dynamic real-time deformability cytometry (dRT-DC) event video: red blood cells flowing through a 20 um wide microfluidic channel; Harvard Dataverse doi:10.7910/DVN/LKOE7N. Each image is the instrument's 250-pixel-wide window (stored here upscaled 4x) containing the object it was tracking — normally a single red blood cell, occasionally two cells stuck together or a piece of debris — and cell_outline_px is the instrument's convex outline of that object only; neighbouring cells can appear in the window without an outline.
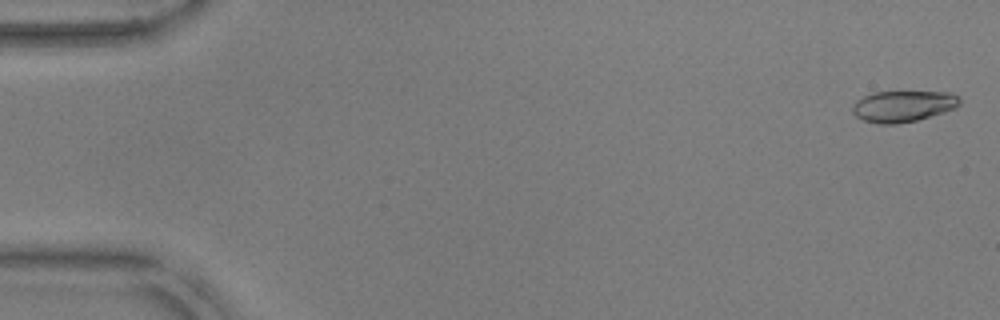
{"species": "common noctule bat (a hibernating species)", "species_latin": "Nyctalus noctula", "temperature_condition": "warm", "stored_images_in_passage": 11, "camera_frame_rate_fps": 3000, "um_per_image_px": 0.085, "animal": {"sex": "male", "body_mass_g": 17.9, "forearm_length_mm": 54.2}, "frame": {"image": 1, "passage_image": 2, "time_ms": 0.333, "image_size_px": [1000, 320], "cell_outline_px": [[960, 104], [956, 108], [944, 112], [916, 120], [896, 124], [880, 124], [864, 120], [856, 116], [852, 112], [852, 104], [856, 100], [872, 92], [952, 92], [960, 100]], "centroid_in_image_um": [76.74, 9.02], "position_along_channel_um": 8.3, "area_um2": 19.48}}